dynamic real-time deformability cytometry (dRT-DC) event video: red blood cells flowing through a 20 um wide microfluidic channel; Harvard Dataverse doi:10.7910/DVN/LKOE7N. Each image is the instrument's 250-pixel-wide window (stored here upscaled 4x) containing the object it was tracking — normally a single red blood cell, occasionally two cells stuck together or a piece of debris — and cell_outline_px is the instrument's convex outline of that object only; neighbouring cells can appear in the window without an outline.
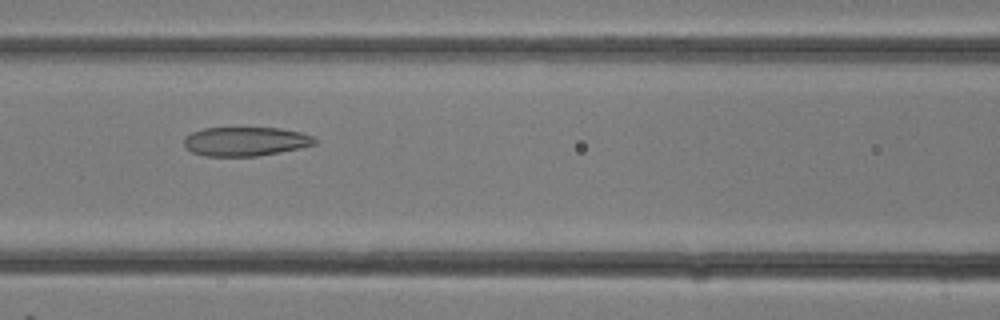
{"species": "common noctule bat (a hibernating species)", "species_latin": "Nyctalus noctula", "temperature_condition": "room temperature", "stored_images_in_passage": 30, "camera_frame_rate_fps": 3000, "um_per_image_px": 0.085, "animal": {"sex": "female"}, "frame": {"image": 1, "passage_image": 14, "time_ms": 4.333, "image_size_px": [1000, 320], "cell_outline_px": [[316, 144], [300, 148], [280, 152], [256, 156], [204, 156], [192, 152], [184, 148], [184, 136], [192, 132], [204, 128], [280, 128], [300, 132], [312, 136], [316, 140]], "centroid_in_image_um": [20.83, 12.02], "position_along_channel_um": 145.8, "area_um2": 22.2}}
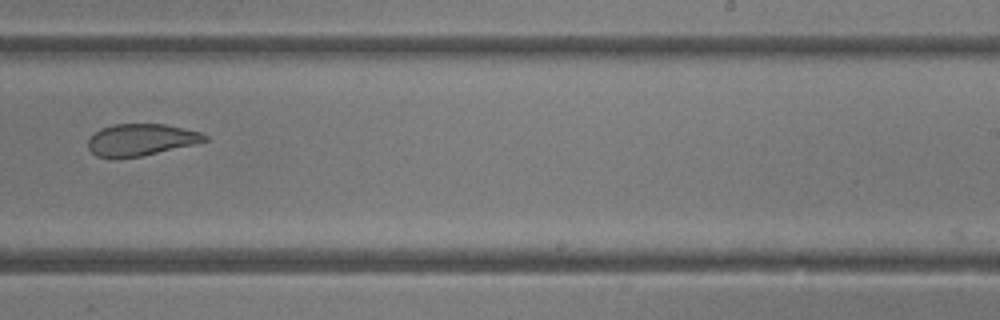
{"frame": {"image": 2, "passage_image": 20, "time_ms": 6.333, "image_size_px": [1000, 320], "cell_outline_px": [[208, 140], [196, 144], [140, 156], [96, 156], [88, 148], [88, 140], [92, 132], [100, 128], [112, 124], [164, 124], [184, 128], [200, 132], [208, 136]], "centroid_in_image_um": [11.99, 11.85], "position_along_channel_um": 277.0, "area_um2": 21.44}}
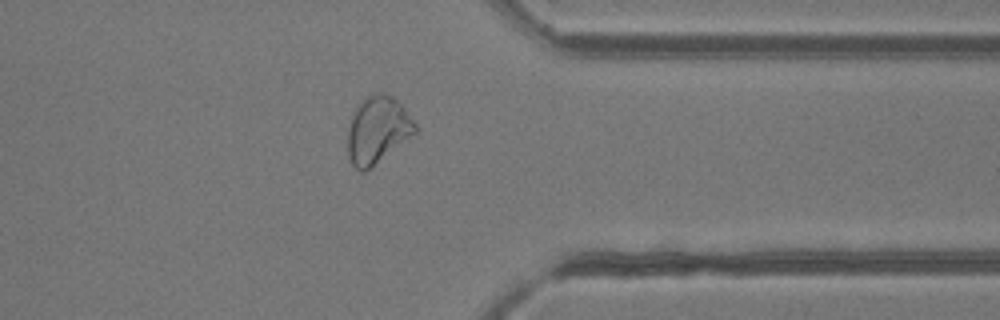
{"frame": {"image": 3, "passage_image": 25, "time_ms": 8.0, "image_size_px": [1000, 320], "cell_outline_px": [[420, 128], [416, 132], [372, 168], [364, 172], [360, 172], [352, 164], [348, 156], [348, 128], [356, 104], [368, 96], [376, 92], [384, 92], [392, 96], [404, 108]], "centroid_in_image_um": [32.09, 11.05], "position_along_channel_um": 379.3, "area_um2": 26.53}}